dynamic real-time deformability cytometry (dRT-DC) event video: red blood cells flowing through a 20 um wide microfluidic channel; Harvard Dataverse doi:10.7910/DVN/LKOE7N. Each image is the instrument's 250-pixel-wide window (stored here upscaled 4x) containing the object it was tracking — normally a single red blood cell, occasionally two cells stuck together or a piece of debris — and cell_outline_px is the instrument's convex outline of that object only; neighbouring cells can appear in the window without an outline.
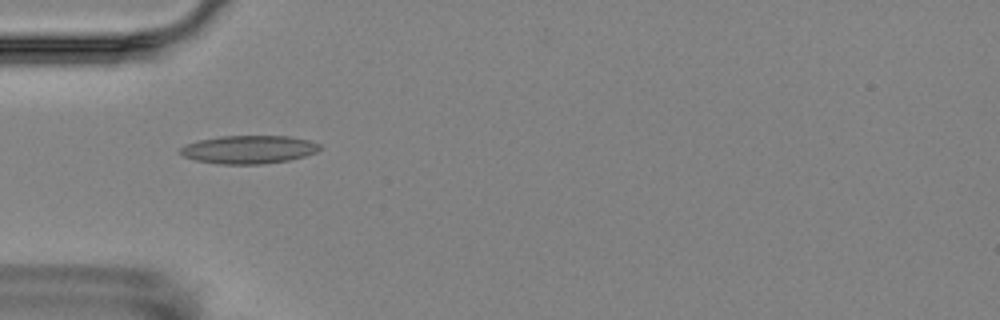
{"species": "Egyptian fruit bat (a non-hibernating species)", "species_latin": "Rousettus aegyptiacus", "temperature_condition": "room temperature", "stored_images_in_passage": 2, "camera_frame_rate_fps": 3000, "um_per_image_px": 0.085, "animal": {"sex": "female"}, "frame": {"image": 1, "passage_image": 1, "time_ms": 0.0, "image_size_px": [1000, 320], "cell_outline_px": [[320, 148], [316, 152], [304, 156], [288, 160], [260, 164], [220, 164], [196, 160], [184, 156], [180, 152], [180, 148], [184, 144], [200, 140], [220, 136], [288, 136], [308, 140], [320, 144]], "centroid_in_image_um": [21.13, 12.7], "position_along_channel_um": 63.9, "area_um2": 22.72}}